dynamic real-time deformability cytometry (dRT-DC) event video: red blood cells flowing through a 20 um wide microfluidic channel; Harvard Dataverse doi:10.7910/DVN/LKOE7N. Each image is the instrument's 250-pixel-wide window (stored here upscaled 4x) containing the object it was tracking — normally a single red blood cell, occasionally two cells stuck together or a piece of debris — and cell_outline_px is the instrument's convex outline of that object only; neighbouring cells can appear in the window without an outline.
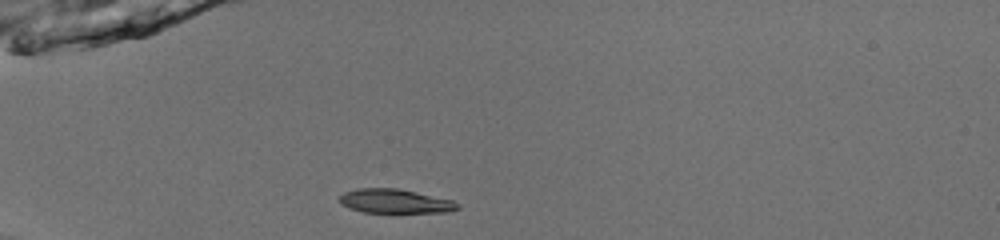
{"species": "common noctule bat (a hibernating species)", "species_latin": "Nyctalus noctula", "temperature_condition": "room temperature", "stored_images_in_passage": 36, "camera_frame_rate_fps": 3000, "um_per_image_px": 0.085, "animal": {"sex": "male", "body_mass_g": 13.0, "forearm_length_mm": 53.1}, "frame": {"image": 1, "passage_image": 1, "time_ms": 0.0, "image_size_px": [1000, 240], "cell_outline_px": [[460, 208], [452, 212], [392, 216], [364, 212], [340, 204], [340, 196], [344, 192], [356, 188], [396, 188], [416, 192], [452, 200], [460, 204]], "centroid_in_image_um": [33.65, 17.17], "position_along_channel_um": 51.4, "area_um2": 17.74}}
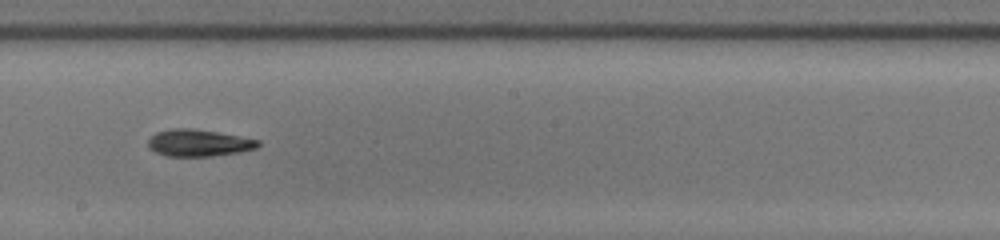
{"frame": {"image": 2, "passage_image": 16, "time_ms": 5.0, "image_size_px": [1000, 240], "cell_outline_px": [[260, 144], [256, 148], [240, 152], [212, 156], [168, 156], [156, 152], [148, 148], [148, 140], [156, 132], [172, 128], [192, 128], [216, 132], [260, 140]], "centroid_in_image_um": [16.87, 12.14], "position_along_channel_um": 231.3, "area_um2": 17.17}}
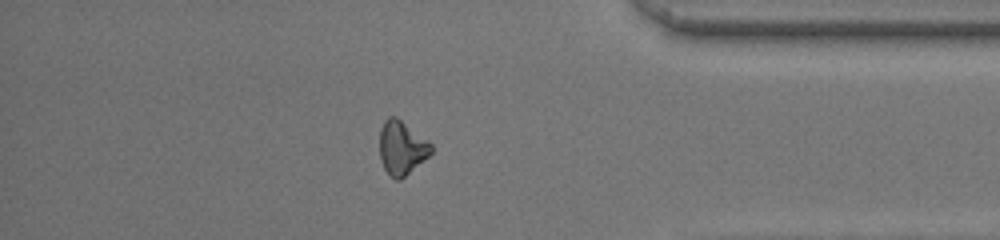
{"frame": {"image": 3, "passage_image": 30, "time_ms": 9.667, "image_size_px": [1000, 240], "cell_outline_px": [[432, 152], [428, 156], [400, 180], [396, 180], [388, 176], [380, 160], [380, 128], [384, 120], [388, 116], [396, 116], [428, 140], [432, 144]], "centroid_in_image_um": [34.12, 12.56], "position_along_channel_um": 401.1, "area_um2": 16.24}, "authors_computed_cell_mechanics": {"area_um2": 16.7331, "velocity_mm_per_s": 4.0038, "shape_relaxation_time_tau1_ms": 2.723, "shape_relaxation_time_tau2_ms": null, "deformation_change_tau1": 0.1144, "deformation_change_tau2": null}}